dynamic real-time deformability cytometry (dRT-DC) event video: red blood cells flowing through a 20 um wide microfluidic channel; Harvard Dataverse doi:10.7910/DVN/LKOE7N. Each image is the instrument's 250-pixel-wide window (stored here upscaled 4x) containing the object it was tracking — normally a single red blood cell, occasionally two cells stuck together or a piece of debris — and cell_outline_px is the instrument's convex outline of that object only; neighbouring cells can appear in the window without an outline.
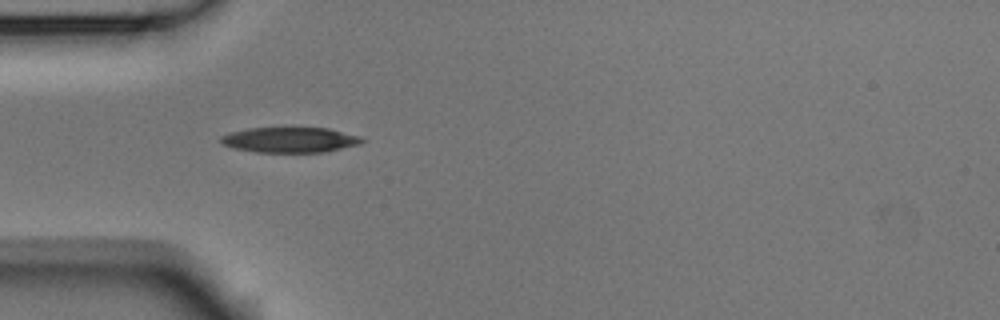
{"species": "Egyptian fruit bat (a non-hibernating species)", "species_latin": "Rousettus aegyptiacus", "temperature_condition": "room temperature", "stored_images_in_passage": 38, "camera_frame_rate_fps": 3000, "um_per_image_px": 0.085, "animal": {"sex": "male"}, "frame": {"image": 1, "passage_image": 1, "time_ms": 0.0, "image_size_px": [1000, 320], "cell_outline_px": [[368, 140], [360, 144], [324, 152], [256, 152], [236, 148], [224, 144], [220, 140], [220, 136], [232, 132], [248, 128], [328, 128], [360, 136]], "centroid_in_image_um": [24.7, 11.88], "position_along_channel_um": 60.3, "area_um2": 20.69}}
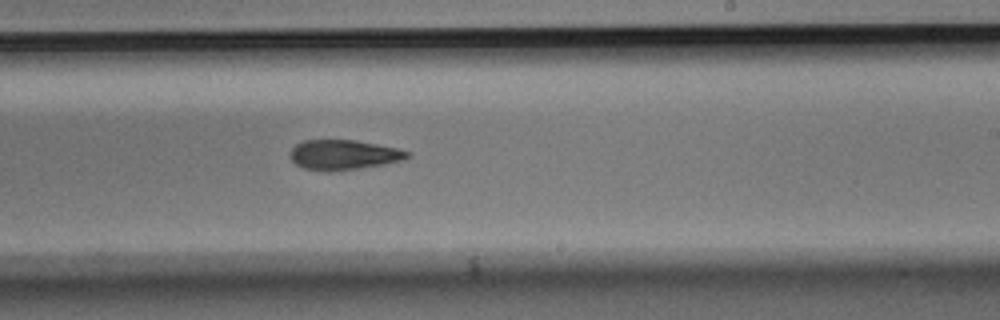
{"frame": {"image": 2, "passage_image": 17, "time_ms": 5.333, "image_size_px": [1000, 320], "cell_outline_px": [[412, 156], [404, 160], [384, 164], [360, 168], [328, 172], [304, 168], [296, 164], [288, 156], [292, 148], [296, 144], [304, 140], [356, 140], [396, 148], [412, 152]], "centroid_in_image_um": [29.22, 13.16], "position_along_channel_um": 259.8, "area_um2": 20.58}}
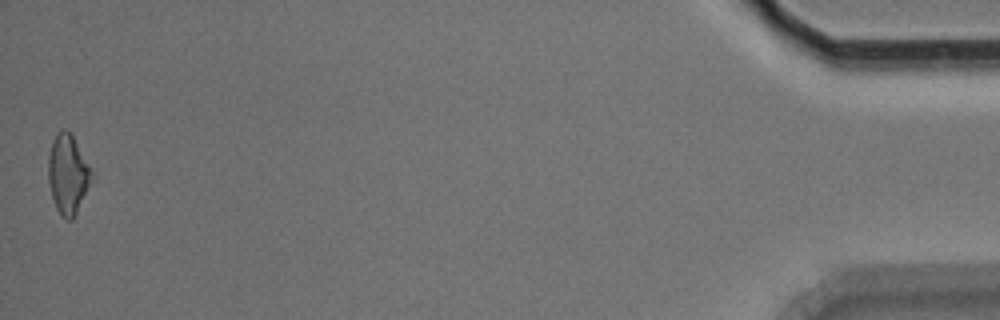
{"frame": {"image": 3, "passage_image": 38, "time_ms": 12.333, "image_size_px": [1000, 320], "cell_outline_px": [[96, 176], [72, 220], [64, 220], [60, 216], [56, 208], [52, 196], [48, 180], [48, 156], [52, 140], [56, 132], [60, 128], [64, 128], [72, 132], [92, 168]], "centroid_in_image_um": [5.81, 14.76], "position_along_channel_um": 429.4, "area_um2": 20.92}, "authors_computed_cell_mechanics": {"area_um2": 20.8369, "velocity_mm_per_s": 3.7665, "shape_relaxation_time_tau1_ms": 3.777, "shape_relaxation_time_tau2_ms": 9.5531, "deformation_change_tau1": 0.1437, "deformation_change_tau2": 0.2319}}